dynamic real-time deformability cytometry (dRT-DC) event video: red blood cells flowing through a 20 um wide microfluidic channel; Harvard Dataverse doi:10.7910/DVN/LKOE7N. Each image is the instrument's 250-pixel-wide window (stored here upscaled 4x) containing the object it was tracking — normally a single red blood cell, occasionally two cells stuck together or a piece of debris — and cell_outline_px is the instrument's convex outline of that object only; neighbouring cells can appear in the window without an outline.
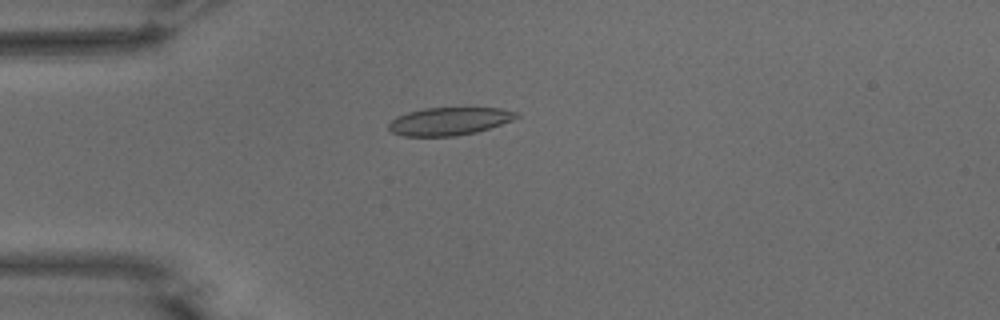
{"species": "common noctule bat (a hibernating species)", "species_latin": "Nyctalus noctula", "temperature_condition": "warm", "stored_images_in_passage": 49, "camera_frame_rate_fps": 3000, "um_per_image_px": 0.085, "animal": {"sex": "male", "body_mass_g": 15.6}, "frame": {"image": 1, "passage_image": 11, "time_ms": 3.333, "image_size_px": [1000, 320], "cell_outline_px": [[520, 116], [512, 120], [476, 132], [456, 136], [404, 136], [392, 132], [388, 128], [388, 124], [396, 116], [408, 112], [424, 108], [500, 108], [520, 112]], "centroid_in_image_um": [38.19, 10.3], "position_along_channel_um": 46.8, "area_um2": 20.69}}
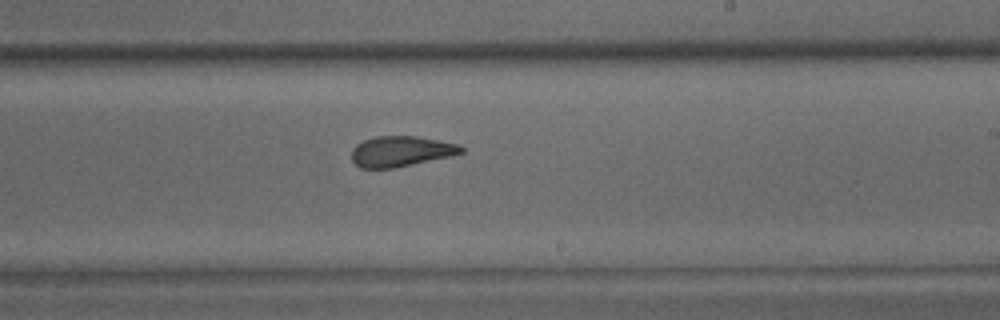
{"frame": {"image": 2, "passage_image": 29, "time_ms": 9.333, "image_size_px": [1000, 320], "cell_outline_px": [[464, 152], [452, 156], [396, 168], [360, 168], [352, 160], [352, 148], [356, 144], [364, 140], [376, 136], [416, 136], [460, 144], [464, 148]], "centroid_in_image_um": [34.1, 12.86], "position_along_channel_um": 254.9, "area_um2": 19.65}}
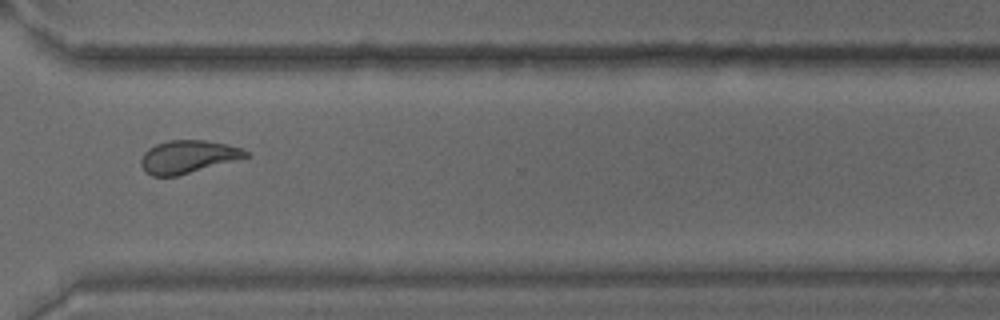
{"frame": {"image": 3, "passage_image": 37, "time_ms": 12.0, "image_size_px": [1000, 320], "cell_outline_px": [[248, 156], [176, 176], [152, 176], [144, 172], [140, 164], [140, 160], [144, 152], [148, 148], [156, 144], [168, 140], [204, 140], [224, 144], [240, 148], [248, 152]], "centroid_in_image_um": [15.87, 13.32], "position_along_channel_um": 354.7, "area_um2": 19.71}, "authors_computed_cell_mechanics": {"area_um2": 20.9814, "velocity_mm_per_s": 3.7323, "shape_relaxation_time_tau1_ms": 5.6413, "shape_relaxation_time_tau2_ms": 0.6443, "deformation_change_tau1": 0.1817, "deformation_change_tau2": 0.0792}}